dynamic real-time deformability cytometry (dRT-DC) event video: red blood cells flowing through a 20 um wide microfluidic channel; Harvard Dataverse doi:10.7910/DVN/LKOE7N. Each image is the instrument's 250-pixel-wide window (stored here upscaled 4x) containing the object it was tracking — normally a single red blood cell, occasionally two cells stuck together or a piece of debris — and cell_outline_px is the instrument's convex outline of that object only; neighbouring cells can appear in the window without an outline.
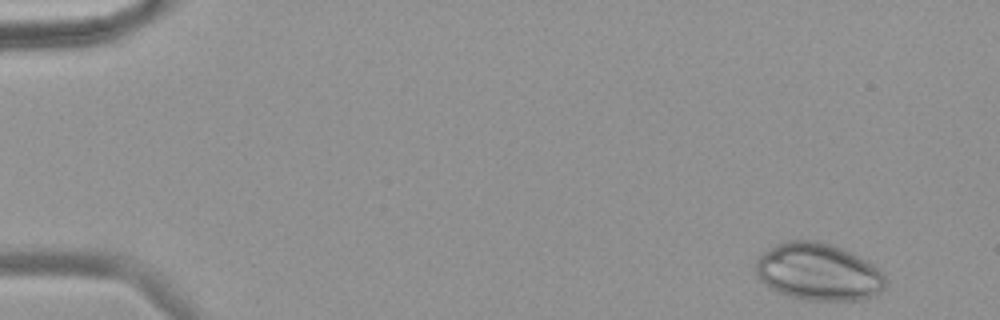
{"species": "common noctule bat (a hibernating species)", "species_latin": "Nyctalus noctula", "temperature_condition": "warm", "stored_images_in_passage": 55, "camera_frame_rate_fps": 3000, "um_per_image_px": 0.085, "animal": {"sex": "female", "body_mass_g": 18.4}, "frame": {"image": 1, "passage_image": 2, "time_ms": 0.333, "image_size_px": [1000, 320], "cell_outline_px": [[888, 280], [884, 288], [880, 292], [872, 296], [860, 300], [808, 300], [788, 296], [776, 292], [764, 284], [756, 276], [756, 260], [768, 248], [776, 244], [788, 240], [816, 240], [832, 244], [844, 248], [868, 260]], "centroid_in_image_um": [69.55, 23.1], "position_along_channel_um": 15.4, "area_um2": 43.7}}
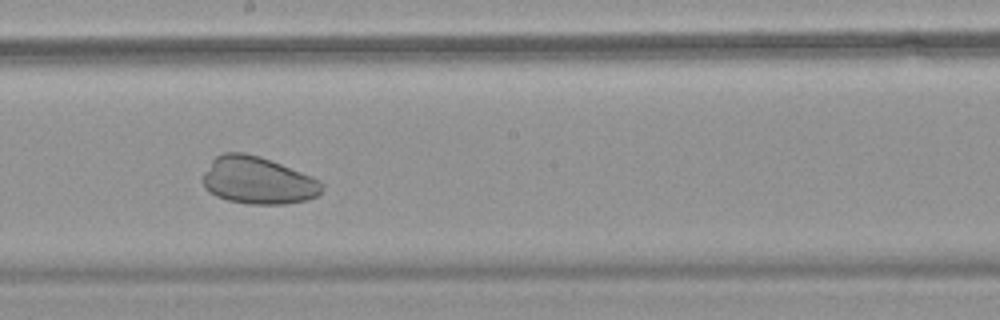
{"frame": {"image": 2, "passage_image": 31, "time_ms": 10.0, "image_size_px": [1000, 320], "cell_outline_px": [[324, 188], [316, 196], [308, 200], [288, 204], [248, 204], [228, 200], [216, 196], [208, 192], [204, 188], [204, 172], [212, 160], [216, 156], [224, 152], [244, 152], [260, 156], [312, 176], [320, 180], [324, 184]], "centroid_in_image_um": [21.93, 15.34], "position_along_channel_um": 226.3, "area_um2": 33.0}}
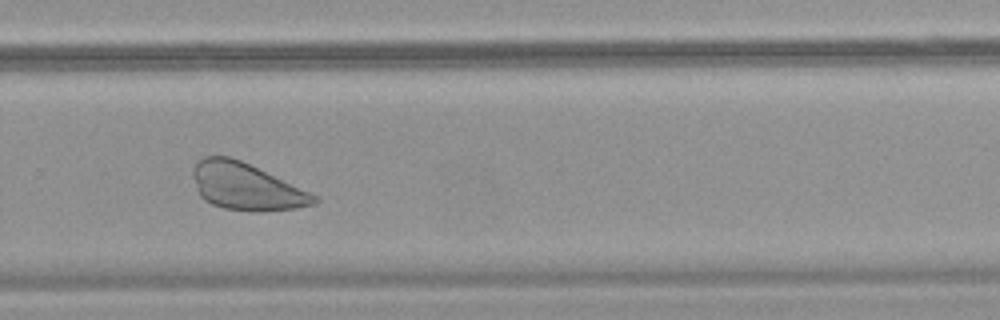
{"frame": {"image": 3, "passage_image": 38, "time_ms": 12.333, "image_size_px": [1000, 320], "cell_outline_px": [[320, 200], [316, 204], [296, 208], [256, 212], [248, 212], [224, 208], [212, 204], [204, 200], [200, 196], [196, 188], [192, 176], [192, 168], [196, 160], [204, 156], [228, 156], [240, 160], [320, 196]], "centroid_in_image_um": [20.92, 15.87], "position_along_channel_um": 308.9, "area_um2": 33.52}}